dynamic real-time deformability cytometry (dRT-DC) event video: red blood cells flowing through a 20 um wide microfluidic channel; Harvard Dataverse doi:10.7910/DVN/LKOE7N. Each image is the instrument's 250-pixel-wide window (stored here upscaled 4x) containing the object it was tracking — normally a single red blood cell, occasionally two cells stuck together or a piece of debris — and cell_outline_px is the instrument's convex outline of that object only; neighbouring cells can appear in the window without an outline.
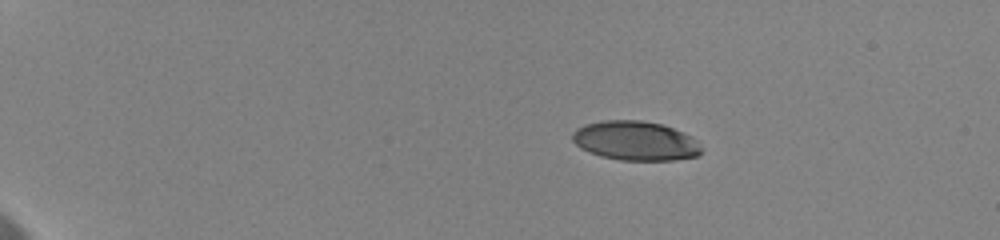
{"species": "human", "species_latin": "Homo sapiens", "temperature_condition": "cold", "stored_images_in_passage": 11, "camera_frame_rate_fps": 3000, "um_per_image_px": 0.085, "donor": {"sex": "female"}, "frame": {"image": 1, "passage_image": 1, "time_ms": 0.0, "image_size_px": [1000, 240], "cell_outline_px": [[704, 148], [696, 156], [676, 160], [620, 160], [600, 156], [588, 152], [580, 148], [572, 140], [572, 132], [576, 128], [584, 124], [600, 120], [640, 120], [660, 124], [672, 128], [692, 136]], "centroid_in_image_um": [53.99, 11.97], "position_along_channel_um": 31.0, "area_um2": 29.77}}